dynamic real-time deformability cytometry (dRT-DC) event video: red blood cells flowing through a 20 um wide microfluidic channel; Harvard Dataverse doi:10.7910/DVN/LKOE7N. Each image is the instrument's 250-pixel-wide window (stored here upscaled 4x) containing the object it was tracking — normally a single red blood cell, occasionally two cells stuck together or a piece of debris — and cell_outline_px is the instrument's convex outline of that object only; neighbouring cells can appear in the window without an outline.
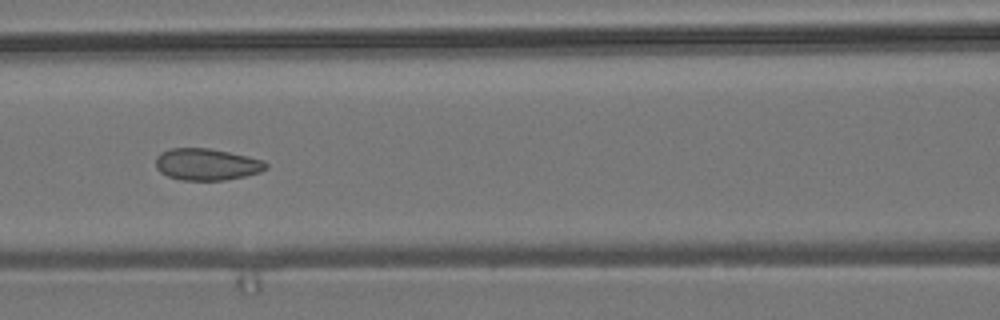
{"species": "common noctule bat (a hibernating species)", "species_latin": "Nyctalus noctula", "temperature_condition": "room temperature", "stored_images_in_passage": 9, "camera_frame_rate_fps": 3000, "um_per_image_px": 0.085, "animal": {"sex": "male", "body_mass_g": 19.2, "forearm_length_mm": 51.8}, "frame": {"image": 1, "passage_image": 8, "time_ms": 8.0, "image_size_px": [1000, 320], "cell_outline_px": [[268, 168], [260, 172], [244, 176], [224, 180], [180, 180], [168, 176], [160, 172], [156, 168], [156, 156], [160, 152], [172, 148], [208, 148], [248, 156], [264, 160], [268, 164]], "centroid_in_image_um": [17.57, 13.97], "position_along_channel_um": 149.0, "area_um2": 20.46}}
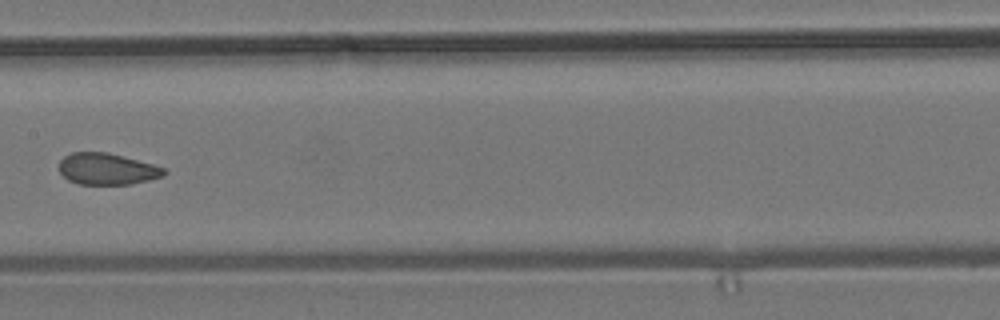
{"frame": {"image": 2, "passage_image": 9, "time_ms": 9.333, "image_size_px": [1000, 320], "cell_outline_px": [[168, 172], [164, 176], [132, 184], [80, 184], [68, 180], [60, 172], [60, 160], [64, 156], [72, 152], [108, 152], [152, 164], [164, 168]], "centroid_in_image_um": [9.11, 14.36], "position_along_channel_um": 198.3, "area_um2": 19.19}}